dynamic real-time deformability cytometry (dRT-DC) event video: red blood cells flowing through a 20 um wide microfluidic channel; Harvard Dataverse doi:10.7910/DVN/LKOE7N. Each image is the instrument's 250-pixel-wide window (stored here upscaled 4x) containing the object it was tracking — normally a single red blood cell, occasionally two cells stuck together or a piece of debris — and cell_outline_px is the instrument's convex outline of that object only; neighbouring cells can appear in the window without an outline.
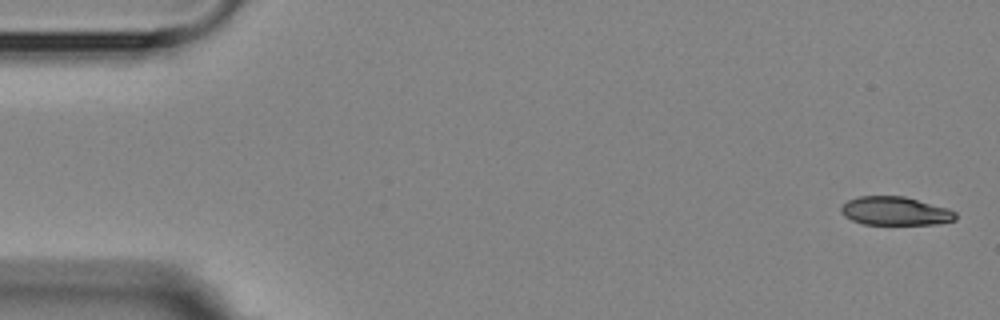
{"species": "Egyptian fruit bat (a non-hibernating species)", "species_latin": "Rousettus aegyptiacus", "temperature_condition": "room temperature", "stored_images_in_passage": 5, "camera_frame_rate_fps": 3000, "um_per_image_px": 0.085, "animal": {"sex": "female"}, "frame": {"image": 1, "passage_image": 1, "time_ms": 0.0, "image_size_px": [1000, 320], "cell_outline_px": [[956, 220], [940, 224], [864, 224], [852, 220], [844, 216], [840, 212], [840, 208], [848, 200], [860, 196], [904, 196], [948, 208], [956, 212]], "centroid_in_image_um": [76.11, 17.94], "position_along_channel_um": 8.9, "area_um2": 19.07}}
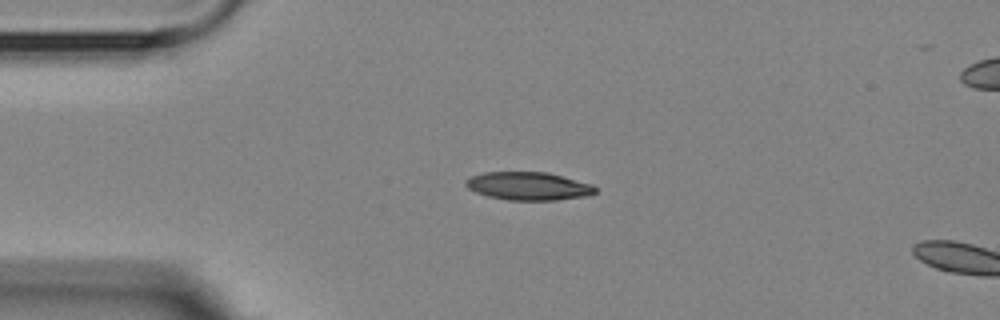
{"frame": {"image": 2, "passage_image": 4, "time_ms": 3.667, "image_size_px": [1000, 320], "cell_outline_px": [[596, 192], [588, 196], [556, 200], [508, 200], [488, 196], [476, 192], [468, 188], [464, 184], [464, 180], [468, 176], [484, 172], [548, 172], [592, 184], [596, 188]], "centroid_in_image_um": [44.89, 15.81], "position_along_channel_um": 40.1, "area_um2": 21.39}}